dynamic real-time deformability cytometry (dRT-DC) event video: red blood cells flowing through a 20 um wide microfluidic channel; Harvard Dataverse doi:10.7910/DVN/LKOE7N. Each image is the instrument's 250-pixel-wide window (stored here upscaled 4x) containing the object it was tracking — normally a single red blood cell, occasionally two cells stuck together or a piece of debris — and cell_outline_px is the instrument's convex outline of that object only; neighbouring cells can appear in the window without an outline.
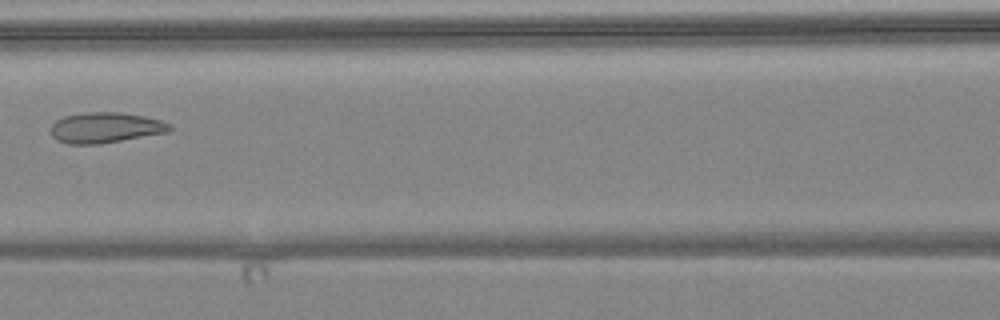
{"species": "common noctule bat (a hibernating species)", "species_latin": "Nyctalus noctula", "temperature_condition": "warm", "stored_images_in_passage": 4, "camera_frame_rate_fps": 3000, "um_per_image_px": 0.085, "animal": {"sex": "female", "body_mass_g": 24.6, "forearm_length_mm": 56.2}, "frame": {"image": 1, "passage_image": 3, "time_ms": 3.333, "image_size_px": [1000, 320], "cell_outline_px": [[172, 128], [168, 132], [100, 144], [68, 144], [56, 140], [52, 136], [52, 124], [56, 120], [64, 116], [84, 112], [120, 112], [144, 116], [160, 120], [172, 124]], "centroid_in_image_um": [8.96, 10.85], "position_along_channel_um": 157.6, "area_um2": 21.21}}
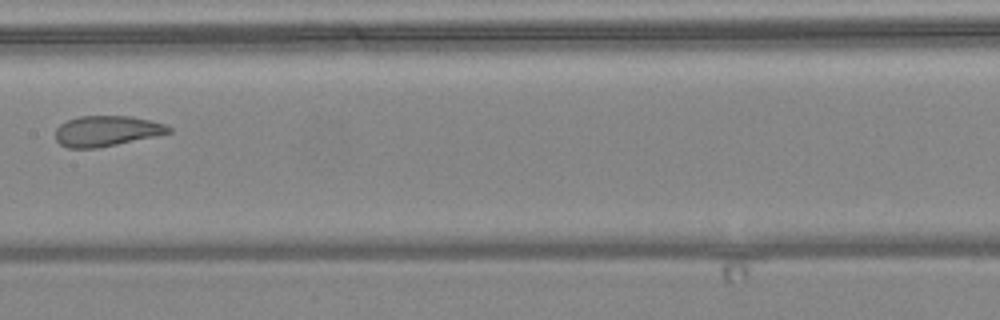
{"frame": {"image": 2, "passage_image": 4, "time_ms": 4.333, "image_size_px": [1000, 320], "cell_outline_px": [[172, 132], [116, 144], [96, 148], [68, 148], [60, 144], [56, 140], [56, 128], [60, 124], [68, 120], [80, 116], [132, 116], [164, 124], [172, 128]], "centroid_in_image_um": [9.03, 11.13], "position_along_channel_um": 198.4, "area_um2": 19.88}}